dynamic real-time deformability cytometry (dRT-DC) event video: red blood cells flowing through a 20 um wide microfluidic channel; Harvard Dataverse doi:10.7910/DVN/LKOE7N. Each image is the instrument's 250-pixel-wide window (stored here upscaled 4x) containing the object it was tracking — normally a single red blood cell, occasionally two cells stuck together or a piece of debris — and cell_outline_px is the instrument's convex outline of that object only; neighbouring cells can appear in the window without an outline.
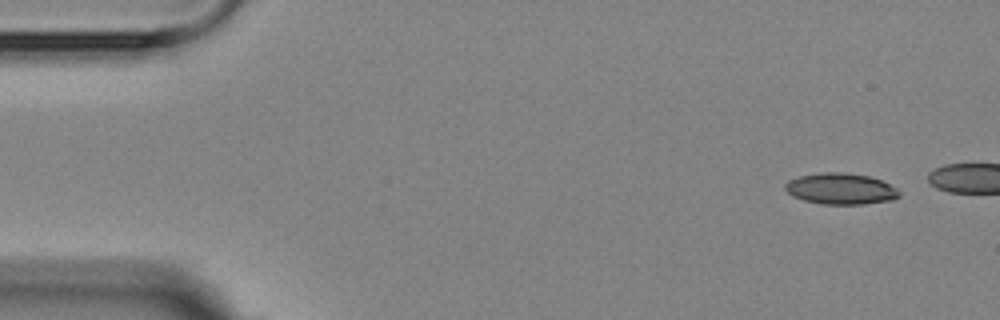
{"species": "Egyptian fruit bat (a non-hibernating species)", "species_latin": "Rousettus aegyptiacus", "temperature_condition": "room temperature", "stored_images_in_passage": 4, "camera_frame_rate_fps": 3000, "um_per_image_px": 0.085, "animal": {"sex": "female"}, "frame": {"image": 1, "passage_image": 1, "time_ms": 0.0, "image_size_px": [1000, 320], "cell_outline_px": [[900, 196], [892, 200], [864, 204], [824, 204], [804, 200], [792, 196], [784, 188], [784, 184], [788, 180], [800, 176], [820, 172], [840, 172], [868, 176], [880, 180], [896, 188], [900, 192]], "centroid_in_image_um": [71.44, 16.05], "position_along_channel_um": 13.6, "area_um2": 20.63}}